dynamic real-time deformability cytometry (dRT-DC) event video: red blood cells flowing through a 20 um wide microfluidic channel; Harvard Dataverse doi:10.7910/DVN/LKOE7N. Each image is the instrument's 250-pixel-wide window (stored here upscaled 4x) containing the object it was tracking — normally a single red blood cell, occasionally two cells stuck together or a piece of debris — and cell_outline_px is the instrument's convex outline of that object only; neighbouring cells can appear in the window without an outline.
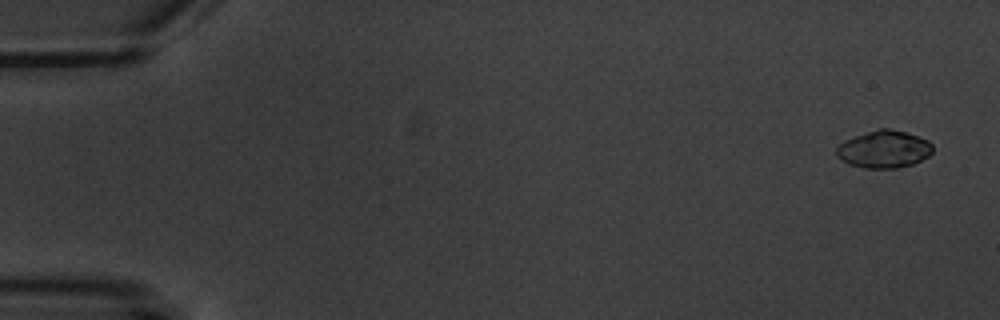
{"species": "common noctule bat (a hibernating species)", "species_latin": "Nyctalus noctula", "temperature_condition": "warm", "stored_images_in_passage": 5, "camera_frame_rate_fps": 3000, "um_per_image_px": 0.085, "animal": {"sex": "male", "body_mass_g": 20.1, "forearm_length_mm": 53.5}, "frame": {"image": 1, "passage_image": 1, "time_ms": 0.0, "image_size_px": [1000, 320], "cell_outline_px": [[932, 152], [928, 156], [912, 164], [896, 168], [864, 168], [848, 164], [836, 156], [836, 148], [844, 140], [880, 128], [888, 128], [904, 132], [928, 140], [932, 144]], "centroid_in_image_um": [75.12, 12.69], "position_along_channel_um": 9.9, "area_um2": 20.75}}
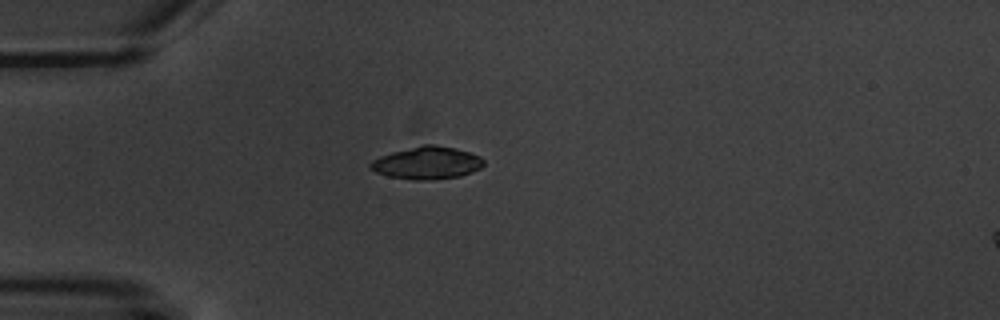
{"frame": {"image": 2, "passage_image": 5, "time_ms": 4.667, "image_size_px": [1000, 320], "cell_outline_px": [[484, 164], [480, 168], [472, 172], [460, 176], [428, 180], [412, 180], [388, 176], [376, 172], [368, 164], [372, 160], [380, 156], [392, 152], [424, 144], [432, 144], [452, 148], [468, 152], [480, 156], [484, 160]], "centroid_in_image_um": [36.29, 13.85], "position_along_channel_um": 48.7, "area_um2": 21.27}}